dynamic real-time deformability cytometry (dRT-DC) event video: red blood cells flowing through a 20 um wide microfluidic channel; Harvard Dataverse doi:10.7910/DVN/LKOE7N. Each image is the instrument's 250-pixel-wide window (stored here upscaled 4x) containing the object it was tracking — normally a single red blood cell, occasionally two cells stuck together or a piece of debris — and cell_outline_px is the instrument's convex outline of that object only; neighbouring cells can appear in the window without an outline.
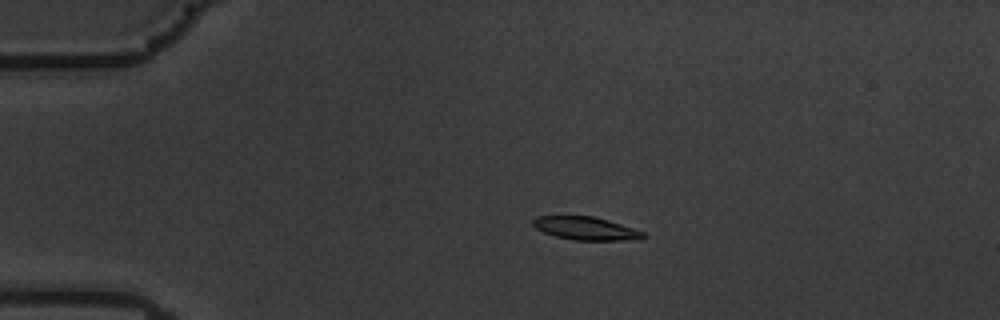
{"species": "common noctule bat (a hibernating species)", "species_latin": "Nyctalus noctula", "temperature_condition": "warm", "stored_images_in_passage": 59, "camera_frame_rate_fps": 3000, "um_per_image_px": 0.085, "animal": {"sex": "male", "body_mass_g": 19.5, "forearm_length_mm": 54.6}, "frame": {"image": 1, "passage_image": 14, "time_ms": 4.333, "image_size_px": [1000, 320], "cell_outline_px": [[648, 236], [640, 240], [572, 240], [556, 236], [544, 232], [536, 228], [532, 224], [532, 220], [536, 216], [592, 216], [608, 220], [644, 232]], "centroid_in_image_um": [49.81, 19.42], "position_along_channel_um": 35.2, "area_um2": 14.85}}
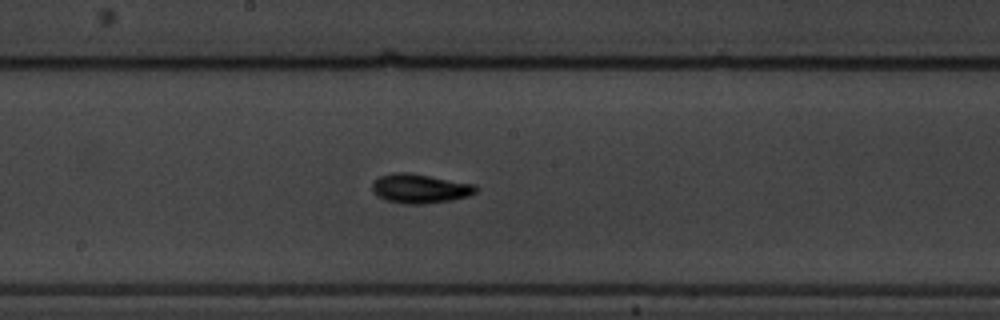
{"frame": {"image": 2, "passage_image": 33, "time_ms": 10.667, "image_size_px": [1000, 320], "cell_outline_px": [[480, 188], [476, 192], [468, 196], [452, 200], [424, 204], [404, 204], [384, 200], [372, 188], [372, 184], [380, 176], [392, 172], [408, 172], [476, 184]], "centroid_in_image_um": [35.75, 16.02], "position_along_channel_um": 212.5, "area_um2": 17.74}}
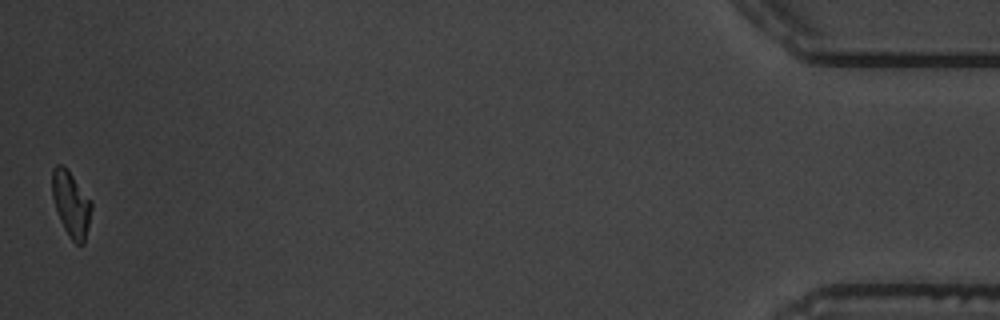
{"frame": {"image": 3, "passage_image": 59, "time_ms": 19.333, "image_size_px": [1000, 320], "cell_outline_px": [[92, 208], [84, 244], [76, 244], [72, 240], [64, 228], [60, 220], [52, 196], [52, 168], [56, 164], [60, 164], [72, 176], [92, 200]], "centroid_in_image_um": [6.05, 17.35], "position_along_channel_um": 429.2, "area_um2": 14.74}, "authors_computed_cell_mechanics": {"area_um2": 15.4904, "velocity_mm_per_s": 3.5149, "shape_relaxation_time_tau1_ms": 2.5747, "shape_relaxation_time_tau2_ms": 10.4128, "deformation_change_tau1": 0.1256, "deformation_change_tau2": 0.1549}}